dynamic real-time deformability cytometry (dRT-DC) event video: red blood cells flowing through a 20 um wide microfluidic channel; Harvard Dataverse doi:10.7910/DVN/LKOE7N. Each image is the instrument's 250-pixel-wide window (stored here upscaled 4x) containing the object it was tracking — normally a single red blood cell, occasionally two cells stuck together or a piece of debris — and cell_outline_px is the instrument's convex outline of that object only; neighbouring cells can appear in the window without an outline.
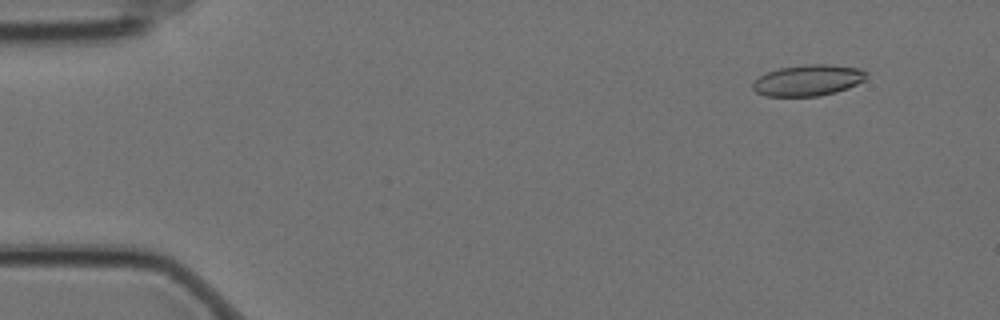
{"species": "Egyptian fruit bat (a non-hibernating species)", "species_latin": "Rousettus aegyptiacus", "temperature_condition": "cold", "stored_images_in_passage": 5, "camera_frame_rate_fps": 3000, "um_per_image_px": 0.085, "animal": {"sex": "female"}, "frame": {"image": 1, "passage_image": 2, "time_ms": 0.333, "image_size_px": [1000, 320], "cell_outline_px": [[868, 76], [864, 80], [848, 88], [836, 92], [820, 96], [764, 96], [756, 92], [752, 88], [752, 84], [760, 76], [768, 72], [780, 68], [804, 64], [832, 64], [860, 68], [868, 72]], "centroid_in_image_um": [68.72, 6.82], "position_along_channel_um": 16.3, "area_um2": 20.75}}
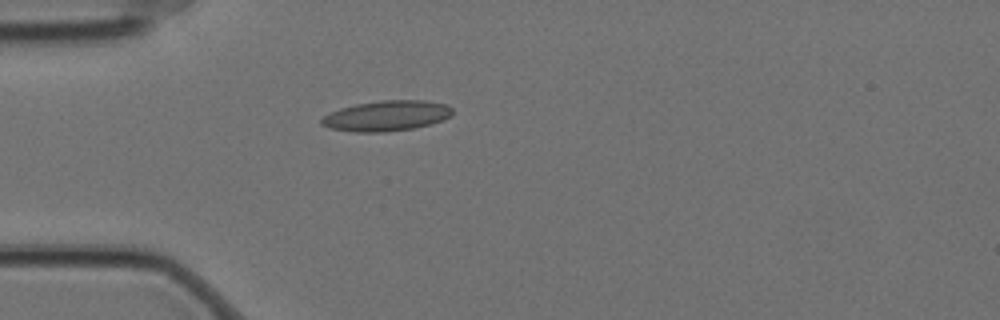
{"frame": {"image": 2, "passage_image": 5, "time_ms": 1.333, "image_size_px": [1000, 320], "cell_outline_px": [[452, 116], [432, 124], [416, 128], [384, 132], [356, 132], [332, 128], [320, 124], [320, 120], [324, 116], [340, 108], [356, 104], [380, 100], [424, 100], [448, 104], [452, 108]], "centroid_in_image_um": [32.91, 9.84], "position_along_channel_um": 52.1, "area_um2": 23.29}}